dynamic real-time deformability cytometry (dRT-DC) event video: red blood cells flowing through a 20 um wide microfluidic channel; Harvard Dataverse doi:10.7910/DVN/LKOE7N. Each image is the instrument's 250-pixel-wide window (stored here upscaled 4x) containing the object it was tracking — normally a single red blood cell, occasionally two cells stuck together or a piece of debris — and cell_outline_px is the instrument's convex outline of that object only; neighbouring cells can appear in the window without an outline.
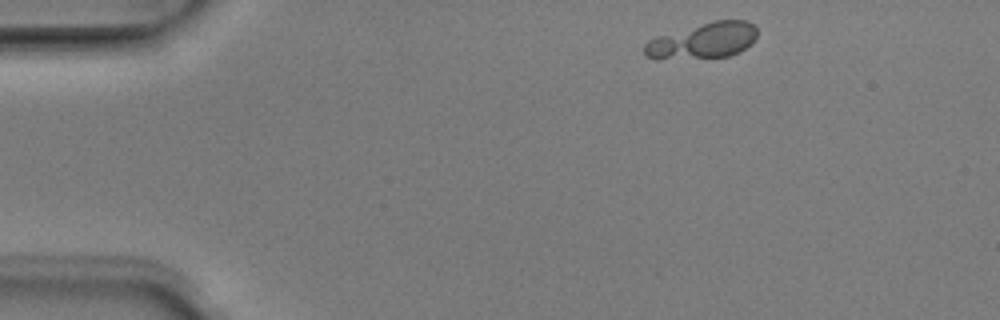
{"species": "Egyptian fruit bat (a non-hibernating species)", "species_latin": "Rousettus aegyptiacus", "temperature_condition": "room temperature", "stored_images_in_passage": 3, "camera_frame_rate_fps": 3000, "um_per_image_px": 0.085, "animal": {"sex": "male"}, "frame": {"image": 1, "passage_image": 1, "time_ms": 0.0, "image_size_px": [1000, 320], "cell_outline_px": [[756, 36], [740, 52], [728, 56], [656, 60], [644, 56], [644, 44], [648, 40], [656, 36], [716, 20], [748, 20], [756, 28]], "centroid_in_image_um": [59.68, 3.47], "position_along_channel_um": 25.3, "area_um2": 23.41}}